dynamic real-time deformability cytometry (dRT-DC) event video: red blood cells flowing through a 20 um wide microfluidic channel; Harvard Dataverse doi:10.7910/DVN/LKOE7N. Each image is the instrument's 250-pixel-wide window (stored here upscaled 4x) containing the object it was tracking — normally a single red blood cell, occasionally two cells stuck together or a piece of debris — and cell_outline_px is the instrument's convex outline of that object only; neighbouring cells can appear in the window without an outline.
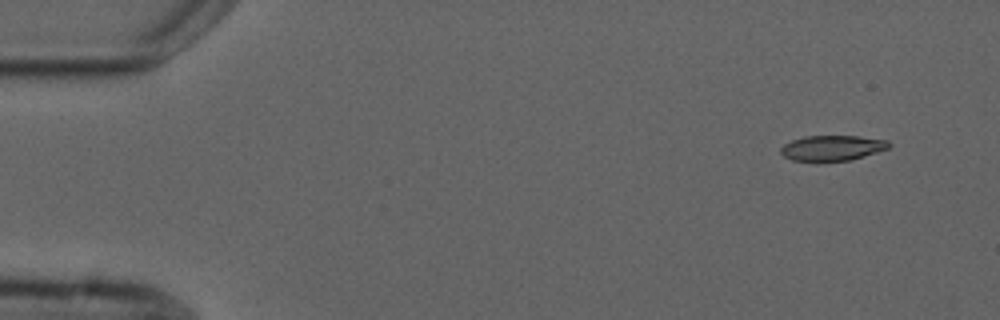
{"species": "common noctule bat (a hibernating species)", "species_latin": "Nyctalus noctula", "temperature_condition": "cold", "stored_images_in_passage": 8, "camera_frame_rate_fps": 3000, "um_per_image_px": 0.085, "animal": {"sex": "male", "forearm_length_mm": 52.5}, "frame": {"image": 1, "passage_image": 1, "time_ms": 0.0, "image_size_px": [1000, 320], "cell_outline_px": [[892, 144], [888, 148], [864, 156], [848, 160], [816, 164], [792, 160], [784, 156], [780, 152], [780, 148], [784, 144], [792, 140], [804, 136], [856, 136], [888, 140]], "centroid_in_image_um": [70.68, 12.61], "position_along_channel_um": 14.3, "area_um2": 16.47}}
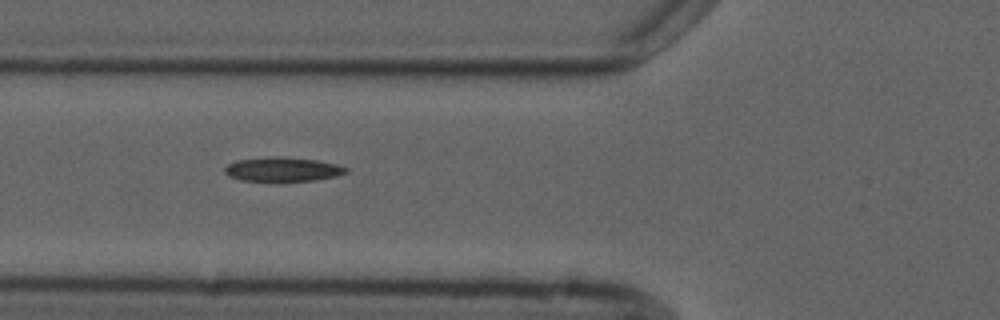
{"frame": {"image": 2, "passage_image": 5, "time_ms": 5.333, "image_size_px": [1000, 320], "cell_outline_px": [[348, 172], [336, 176], [316, 180], [240, 180], [228, 176], [224, 172], [224, 168], [228, 164], [236, 160], [268, 156], [280, 156], [316, 160], [336, 164], [348, 168]], "centroid_in_image_um": [24.0, 14.37], "position_along_channel_um": 101.8, "area_um2": 16.99}}
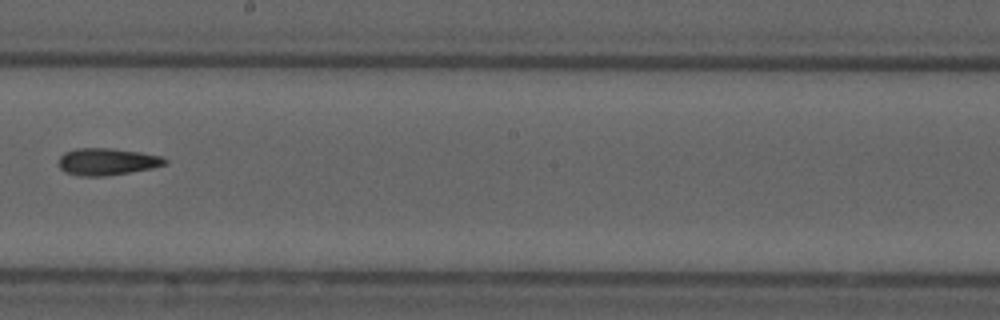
{"frame": {"image": 3, "passage_image": 8, "time_ms": 9.0, "image_size_px": [1000, 320], "cell_outline_px": [[168, 164], [152, 168], [108, 176], [80, 176], [64, 172], [60, 168], [60, 156], [64, 152], [76, 148], [112, 148], [140, 152], [160, 156], [168, 160]], "centroid_in_image_um": [9.11, 13.74], "position_along_channel_um": 239.1, "area_um2": 16.82}}